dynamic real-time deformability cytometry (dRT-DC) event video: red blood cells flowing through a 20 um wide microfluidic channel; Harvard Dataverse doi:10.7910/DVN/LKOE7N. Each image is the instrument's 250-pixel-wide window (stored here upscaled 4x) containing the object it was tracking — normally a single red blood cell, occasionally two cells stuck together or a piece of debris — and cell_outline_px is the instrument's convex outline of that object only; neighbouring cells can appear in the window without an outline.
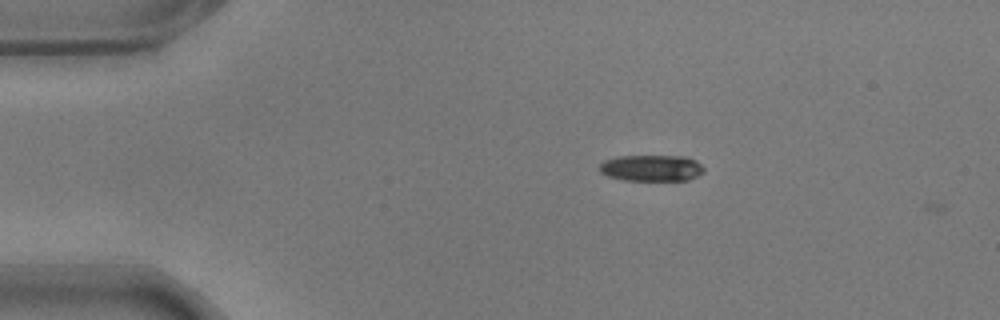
{"species": "common noctule bat (a hibernating species)", "species_latin": "Nyctalus noctula", "temperature_condition": "warm", "stored_images_in_passage": 4, "camera_frame_rate_fps": 3000, "um_per_image_px": 0.085, "animal": {"sex": "male", "body_mass_g": 17.9}, "frame": {"image": 1, "passage_image": 2, "time_ms": 0.333, "image_size_px": [1000, 320], "cell_outline_px": [[704, 172], [688, 180], [624, 180], [608, 176], [600, 172], [600, 164], [604, 160], [620, 156], [684, 156], [696, 160], [704, 168]], "centroid_in_image_um": [55.38, 14.28], "position_along_channel_um": 29.6, "area_um2": 15.95}}